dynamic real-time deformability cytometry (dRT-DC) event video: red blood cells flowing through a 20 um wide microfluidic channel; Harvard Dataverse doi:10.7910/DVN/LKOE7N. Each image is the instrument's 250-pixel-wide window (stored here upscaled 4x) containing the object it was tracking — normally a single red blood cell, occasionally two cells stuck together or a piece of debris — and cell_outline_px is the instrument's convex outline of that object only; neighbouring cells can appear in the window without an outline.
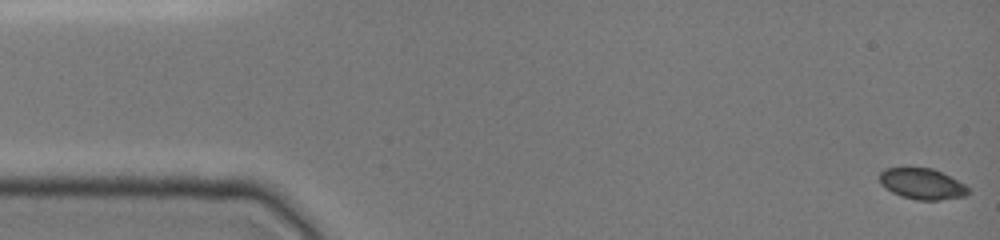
{"species": "common noctule bat (a hibernating species)", "species_latin": "Nyctalus noctula", "temperature_condition": "cold", "stored_images_in_passage": 48, "camera_frame_rate_fps": 3000, "um_per_image_px": 0.085, "animal": {"sex": "female", "body_mass_g": 19.0, "forearm_length_mm": 51.5}, "frame": {"image": 1, "passage_image": 1, "time_ms": 0.0, "image_size_px": [1000, 240], "cell_outline_px": [[968, 196], [940, 200], [916, 200], [900, 196], [892, 192], [880, 184], [880, 172], [884, 168], [932, 168], [964, 184], [968, 188]], "centroid_in_image_um": [78.36, 15.64], "position_along_channel_um": 6.6, "area_um2": 15.9}}
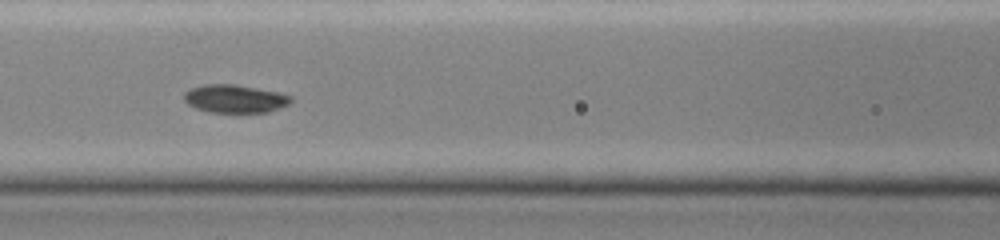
{"frame": {"image": 2, "passage_image": 21, "time_ms": 6.667, "image_size_px": [1000, 240], "cell_outline_px": [[292, 100], [288, 104], [280, 108], [268, 112], [212, 112], [196, 108], [188, 104], [184, 100], [184, 92], [192, 88], [204, 84], [236, 84], [276, 92], [292, 96]], "centroid_in_image_um": [19.96, 8.39], "position_along_channel_um": 146.6, "area_um2": 17.34}}
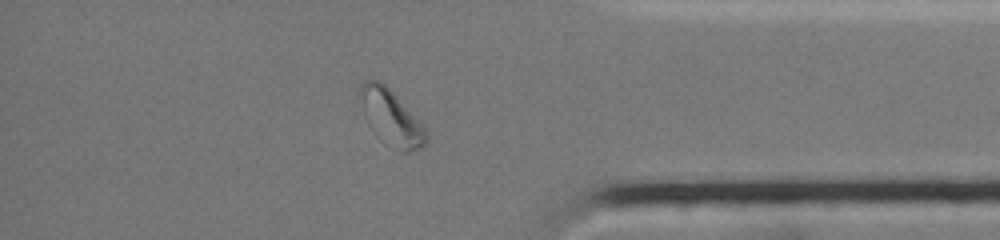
{"frame": {"image": 3, "passage_image": 41, "time_ms": 13.333, "image_size_px": [1000, 240], "cell_outline_px": [[428, 140], [420, 148], [408, 152], [404, 152], [388, 148], [372, 132], [364, 116], [356, 92], [356, 88], [364, 80], [380, 80], [424, 124], [428, 132]], "centroid_in_image_um": [33.2, 10.0], "position_along_channel_um": 402.0, "area_um2": 22.2}, "authors_computed_cell_mechanics": {"area_um2": 17.3978, "velocity_mm_per_s": 3.9597, "shape_relaxation_time_tau1_ms": 3.3205, "shape_relaxation_time_tau2_ms": null, "deformation_change_tau1": 0.1031, "deformation_change_tau2": null}}